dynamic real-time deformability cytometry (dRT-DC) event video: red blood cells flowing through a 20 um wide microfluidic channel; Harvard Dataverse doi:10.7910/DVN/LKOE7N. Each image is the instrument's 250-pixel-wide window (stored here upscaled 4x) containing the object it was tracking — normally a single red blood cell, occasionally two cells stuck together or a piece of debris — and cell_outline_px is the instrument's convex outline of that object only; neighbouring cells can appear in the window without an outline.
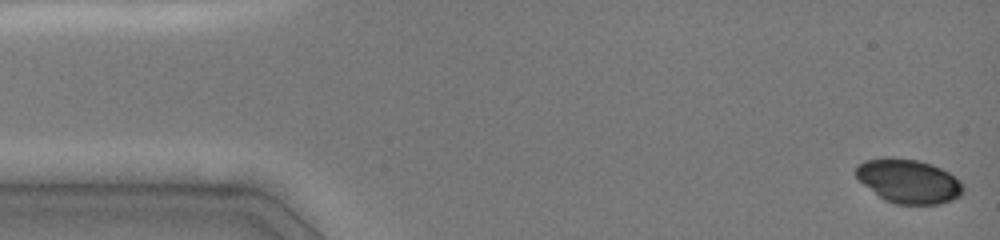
{"species": "common noctule bat (a hibernating species)", "species_latin": "Nyctalus noctula", "temperature_condition": "cold", "stored_images_in_passage": 23, "camera_frame_rate_fps": 3000, "um_per_image_px": 0.085, "animal": {"sex": "female", "body_mass_g": 19.0, "forearm_length_mm": 51.5}, "frame": {"image": 1, "passage_image": 1, "time_ms": 0.0, "image_size_px": [1000, 240], "cell_outline_px": [[964, 192], [960, 196], [952, 200], [940, 204], [896, 204], [884, 200], [864, 184], [856, 176], [856, 164], [864, 160], [916, 160], [932, 164], [948, 172], [960, 180], [964, 188]], "centroid_in_image_um": [77.28, 15.44], "position_along_channel_um": 7.7, "area_um2": 26.88}}
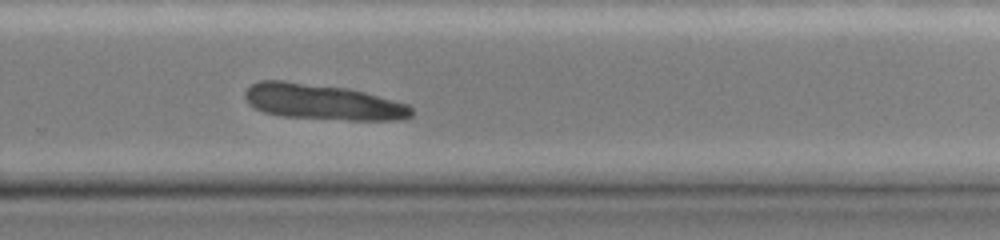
{"frame": {"image": 2, "passage_image": 21, "time_ms": 10.333, "image_size_px": [1000, 240], "cell_outline_px": [[412, 116], [400, 120], [348, 120], [280, 116], [264, 112], [256, 108], [244, 96], [244, 92], [252, 84], [260, 80], [284, 80], [348, 88], [364, 92], [408, 104], [412, 108]], "centroid_in_image_um": [27.44, 8.66], "position_along_channel_um": 302.4, "area_um2": 34.51}}
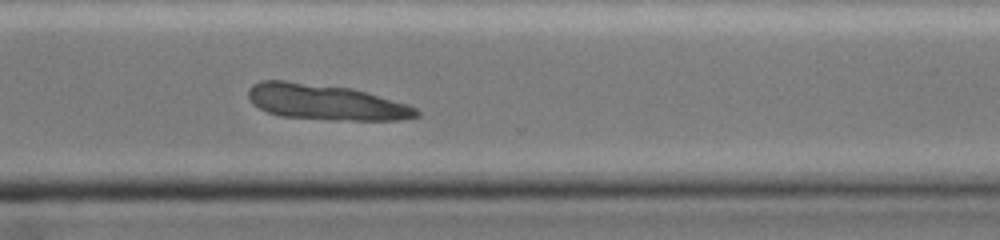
{"frame": {"image": 3, "passage_image": 23, "time_ms": 11.333, "image_size_px": [1000, 240], "cell_outline_px": [[420, 116], [400, 120], [332, 120], [280, 116], [268, 112], [252, 104], [248, 96], [248, 88], [252, 84], [260, 80], [284, 80], [352, 88], [408, 104], [416, 108], [420, 112]], "centroid_in_image_um": [27.67, 8.68], "position_along_channel_um": 342.9, "area_um2": 35.08}}